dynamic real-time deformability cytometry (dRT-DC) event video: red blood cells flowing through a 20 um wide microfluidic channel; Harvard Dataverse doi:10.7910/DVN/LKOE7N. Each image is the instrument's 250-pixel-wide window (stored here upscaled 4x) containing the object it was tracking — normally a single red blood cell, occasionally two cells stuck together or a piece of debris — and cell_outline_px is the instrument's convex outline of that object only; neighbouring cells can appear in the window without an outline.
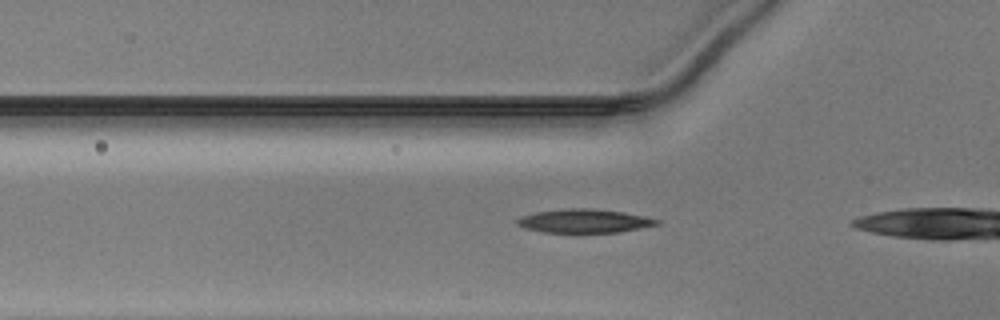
{"species": "Egyptian fruit bat (a non-hibernating species)", "species_latin": "Rousettus aegyptiacus", "temperature_condition": "warm", "stored_images_in_passage": 27, "camera_frame_rate_fps": 3000, "um_per_image_px": 0.085, "animal": {"sex": "male"}, "frame": {"image": 1, "passage_image": 4, "time_ms": 1.0, "image_size_px": [1000, 320], "cell_outline_px": [[660, 224], [640, 228], [616, 232], [544, 232], [524, 228], [516, 224], [516, 220], [520, 216], [536, 212], [568, 208], [588, 208], [624, 212], [644, 216], [660, 220]], "centroid_in_image_um": [49.64, 18.77], "position_along_channel_um": 76.2, "area_um2": 19.13}}
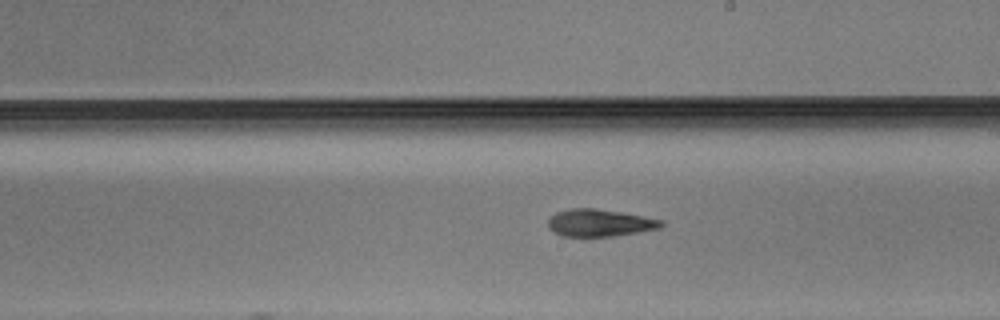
{"frame": {"image": 2, "passage_image": 16, "time_ms": 5.0, "image_size_px": [1000, 320], "cell_outline_px": [[664, 224], [660, 228], [612, 236], [560, 236], [552, 232], [548, 228], [548, 216], [556, 212], [568, 208], [596, 208], [620, 212], [664, 220]], "centroid_in_image_um": [50.9, 18.93], "position_along_channel_um": 238.1, "area_um2": 18.09}}
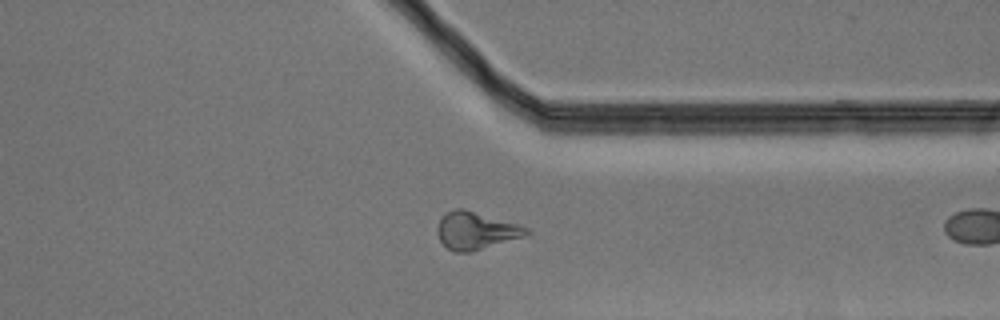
{"frame": {"image": 3, "passage_image": 26, "time_ms": 8.333, "image_size_px": [1000, 320], "cell_outline_px": [[532, 232], [524, 236], [472, 252], [452, 252], [440, 240], [436, 232], [436, 228], [440, 216], [444, 212], [452, 208], [464, 208], [532, 228]], "centroid_in_image_um": [40.43, 19.58], "position_along_channel_um": 371.0, "area_um2": 19.88}}